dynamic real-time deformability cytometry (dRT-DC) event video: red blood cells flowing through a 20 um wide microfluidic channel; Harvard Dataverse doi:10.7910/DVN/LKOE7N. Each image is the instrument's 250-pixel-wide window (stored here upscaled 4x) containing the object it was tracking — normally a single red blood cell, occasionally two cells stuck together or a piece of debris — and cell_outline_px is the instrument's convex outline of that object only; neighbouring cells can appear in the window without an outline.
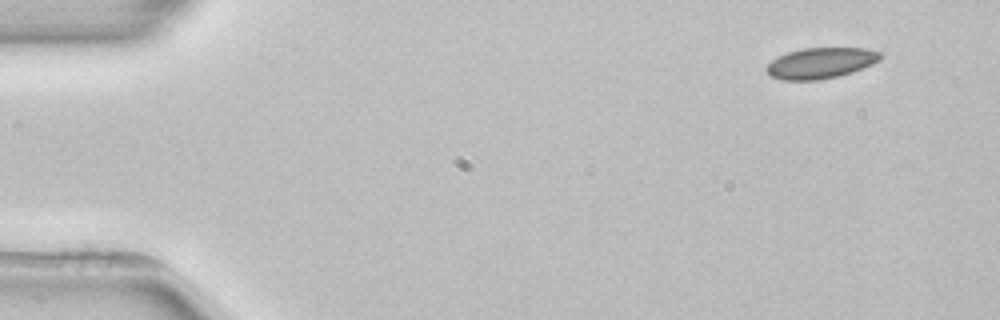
{"species": "common noctule bat (a hibernating species)", "species_latin": "Nyctalus noctula", "temperature_condition": "room temperature", "stored_images_in_passage": 4, "camera_frame_rate_fps": 3000, "um_per_image_px": 0.085, "animal": {"sex": "female", "body_mass_g": 22.7, "forearm_length_mm": 54.2}, "frame": {"image": 1, "passage_image": 1, "time_ms": 0.0, "image_size_px": [1000, 320], "cell_outline_px": [[880, 60], [872, 64], [852, 72], [820, 80], [784, 80], [772, 76], [764, 68], [776, 56], [800, 48], [864, 48], [880, 52]], "centroid_in_image_um": [69.73, 5.35], "position_along_channel_um": 15.3, "area_um2": 20.35}}